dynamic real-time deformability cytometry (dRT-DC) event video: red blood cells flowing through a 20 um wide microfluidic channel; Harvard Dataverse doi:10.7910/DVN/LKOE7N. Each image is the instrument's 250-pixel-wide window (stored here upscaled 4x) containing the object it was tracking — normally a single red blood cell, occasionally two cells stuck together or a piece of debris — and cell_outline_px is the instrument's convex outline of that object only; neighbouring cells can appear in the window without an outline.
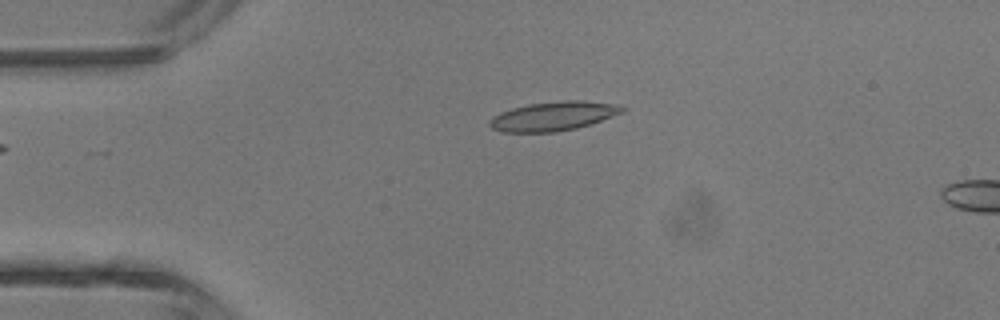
{"species": "common noctule bat (a hibernating species)", "species_latin": "Nyctalus noctula", "temperature_condition": "room temperature", "stored_images_in_passage": 2, "camera_frame_rate_fps": 3000, "um_per_image_px": 0.085, "animal": {"sex": "male", "body_mass_g": 13.3}, "frame": {"image": 1, "passage_image": 1, "time_ms": 0.0, "image_size_px": [1000, 320], "cell_outline_px": [[628, 108], [624, 112], [576, 128], [556, 132], [500, 132], [492, 128], [488, 124], [488, 120], [492, 116], [500, 112], [512, 108], [528, 104], [564, 100], [584, 100], [620, 104]], "centroid_in_image_um": [47.03, 9.86], "position_along_channel_um": 38.0, "area_um2": 22.72}}